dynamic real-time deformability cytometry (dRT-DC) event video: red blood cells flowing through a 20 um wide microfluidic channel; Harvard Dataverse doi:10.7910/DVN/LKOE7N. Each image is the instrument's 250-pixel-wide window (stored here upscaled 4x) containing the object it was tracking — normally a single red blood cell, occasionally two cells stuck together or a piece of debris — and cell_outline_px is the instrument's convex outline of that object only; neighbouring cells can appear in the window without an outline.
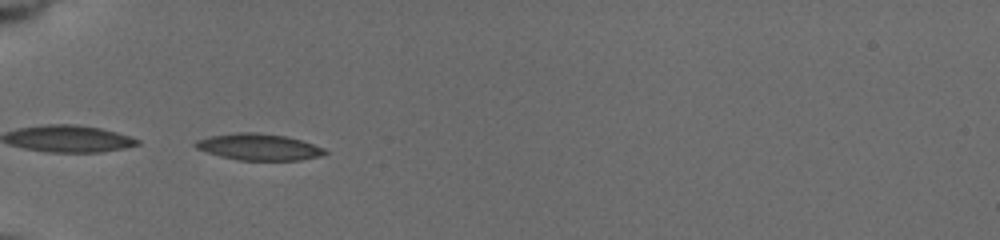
{"species": "common noctule bat (a hibernating species)", "species_latin": "Nyctalus noctula", "temperature_condition": "cold", "stored_images_in_passage": 36, "camera_frame_rate_fps": 3000, "um_per_image_px": 0.085, "animal": {"sex": "female", "body_mass_g": 19.5, "forearm_length_mm": 54.1}, "frame": {"image": 1, "passage_image": 1, "time_ms": 0.0, "image_size_px": [1000, 240], "cell_outline_px": [[328, 152], [320, 156], [300, 160], [236, 160], [220, 156], [196, 148], [192, 144], [196, 140], [212, 136], [236, 132], [256, 132], [288, 136], [324, 148]], "centroid_in_image_um": [21.98, 12.49], "position_along_channel_um": 63.0, "area_um2": 19.94}}
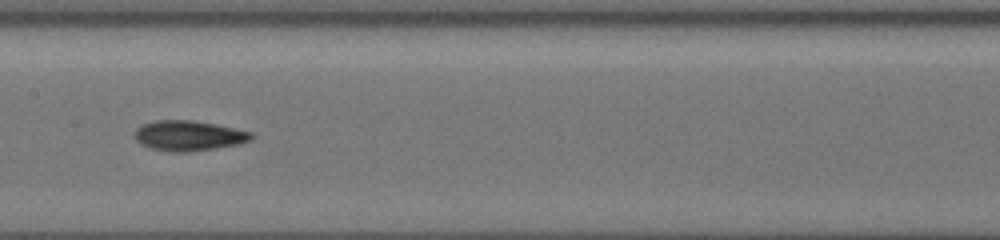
{"frame": {"image": 2, "passage_image": 12, "time_ms": 3.667, "image_size_px": [1000, 240], "cell_outline_px": [[256, 136], [252, 140], [236, 144], [188, 152], [168, 152], [152, 148], [140, 144], [136, 140], [136, 128], [144, 124], [156, 120], [192, 120], [216, 124], [252, 132]], "centroid_in_image_um": [16.05, 11.53], "position_along_channel_um": 191.3, "area_um2": 20.4}}
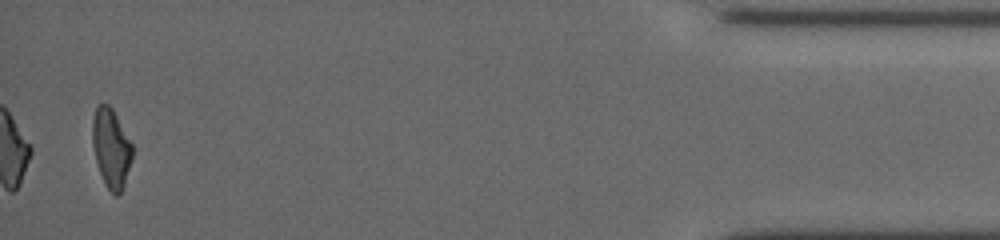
{"frame": {"image": 3, "passage_image": 36, "time_ms": 11.667, "image_size_px": [1000, 240], "cell_outline_px": [[132, 160], [124, 184], [120, 192], [116, 196], [104, 184], [96, 160], [92, 144], [92, 120], [96, 104], [108, 104], [112, 108], [132, 144]], "centroid_in_image_um": [9.43, 12.56], "position_along_channel_um": 425.8, "area_um2": 18.26}, "authors_computed_cell_mechanics": {"area_um2": 19.4497, "velocity_mm_per_s": 3.7637, "shape_relaxation_time_tau1_ms": 6.1522, "shape_relaxation_time_tau2_ms": 3.3888, "deformation_change_tau1": 0.1705, "deformation_change_tau2": 0.0991}}